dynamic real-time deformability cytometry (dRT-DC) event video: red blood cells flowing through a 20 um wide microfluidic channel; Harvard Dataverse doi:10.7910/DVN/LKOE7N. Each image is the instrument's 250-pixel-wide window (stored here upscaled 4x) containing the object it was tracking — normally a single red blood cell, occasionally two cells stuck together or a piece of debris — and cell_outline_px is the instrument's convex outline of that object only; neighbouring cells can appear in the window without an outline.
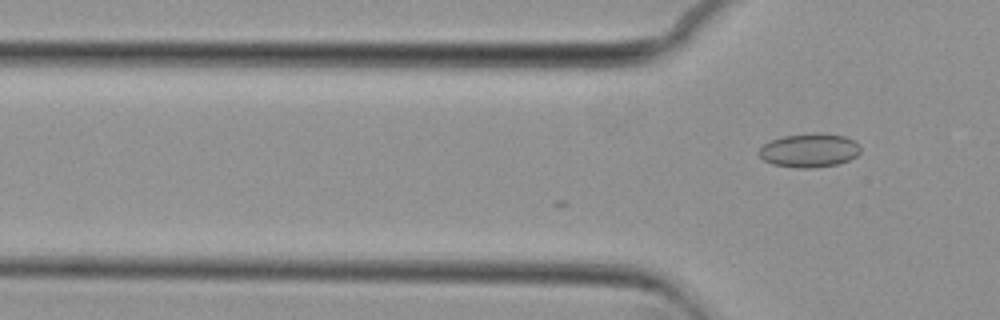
{"species": "common noctule bat (a hibernating species)", "species_latin": "Nyctalus noctula", "temperature_condition": "cold", "stored_images_in_passage": 10, "camera_frame_rate_fps": 3000, "um_per_image_px": 0.085, "animal": {"sex": "female", "body_mass_g": 29.2, "forearm_length_mm": 56.3}, "frame": {"image": 1, "passage_image": 10, "time_ms": 3.0, "image_size_px": [1000, 320], "cell_outline_px": [[860, 152], [856, 156], [848, 160], [836, 164], [812, 168], [796, 168], [772, 164], [764, 160], [756, 152], [764, 144], [772, 140], [784, 136], [820, 132], [844, 136], [852, 140], [860, 148]], "centroid_in_image_um": [68.76, 12.78], "position_along_channel_um": 57.0, "area_um2": 19.88}}